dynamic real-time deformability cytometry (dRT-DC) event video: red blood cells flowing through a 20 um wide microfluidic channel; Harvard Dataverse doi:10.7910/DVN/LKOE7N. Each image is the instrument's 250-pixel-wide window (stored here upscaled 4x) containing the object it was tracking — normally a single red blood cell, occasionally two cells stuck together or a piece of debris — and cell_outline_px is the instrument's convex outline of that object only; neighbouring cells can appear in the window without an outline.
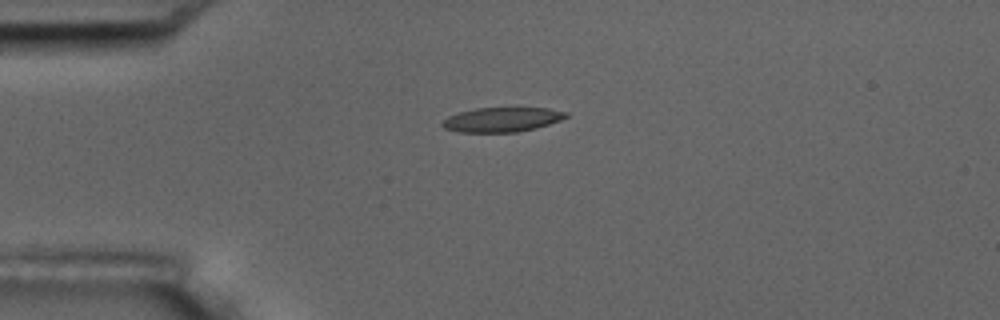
{"species": "common noctule bat (a hibernating species)", "species_latin": "Nyctalus noctula", "temperature_condition": "room temperature", "stored_images_in_passage": 10, "camera_frame_rate_fps": 3000, "um_per_image_px": 0.085, "animal": {"sex": "male", "body_mass_g": 17.5, "forearm_length_mm": 52.3}, "frame": {"image": 1, "passage_image": 5, "time_ms": 4.333, "image_size_px": [1000, 320], "cell_outline_px": [[568, 116], [560, 120], [548, 124], [516, 132], [460, 132], [444, 128], [440, 124], [448, 116], [460, 112], [476, 108], [516, 104], [548, 108], [568, 112]], "centroid_in_image_um": [42.7, 10.1], "position_along_channel_um": 42.3, "area_um2": 18.5}}
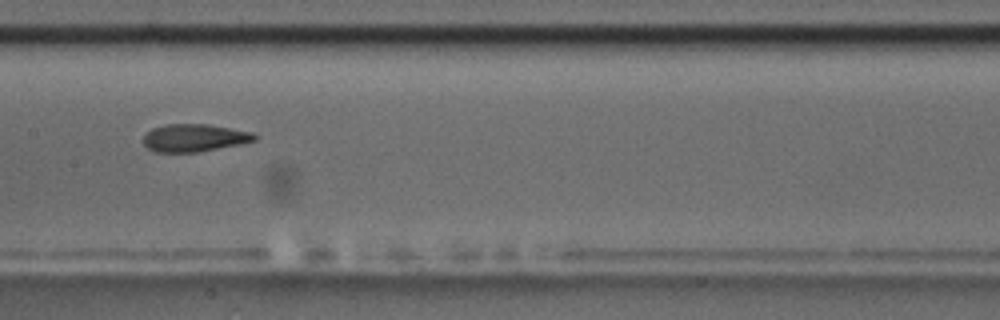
{"frame": {"image": 2, "passage_image": 9, "time_ms": 9.0, "image_size_px": [1000, 320], "cell_outline_px": [[256, 140], [240, 144], [196, 152], [156, 152], [148, 148], [144, 144], [144, 132], [152, 128], [164, 124], [208, 124], [252, 132], [256, 136]], "centroid_in_image_um": [16.47, 11.71], "position_along_channel_um": 190.9, "area_um2": 17.86}}
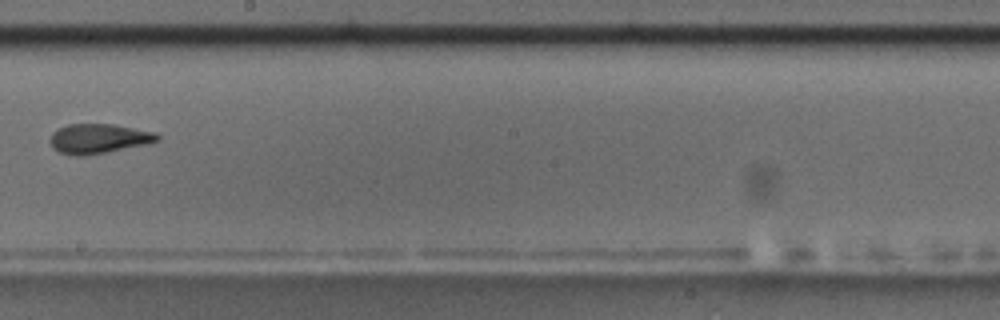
{"frame": {"image": 3, "passage_image": 10, "time_ms": 10.333, "image_size_px": [1000, 320], "cell_outline_px": [[160, 140], [148, 144], [108, 152], [84, 156], [76, 156], [60, 152], [52, 148], [48, 140], [52, 132], [56, 128], [68, 124], [112, 124], [156, 132], [160, 136]], "centroid_in_image_um": [8.36, 11.78], "position_along_channel_um": 239.8, "area_um2": 18.84}}